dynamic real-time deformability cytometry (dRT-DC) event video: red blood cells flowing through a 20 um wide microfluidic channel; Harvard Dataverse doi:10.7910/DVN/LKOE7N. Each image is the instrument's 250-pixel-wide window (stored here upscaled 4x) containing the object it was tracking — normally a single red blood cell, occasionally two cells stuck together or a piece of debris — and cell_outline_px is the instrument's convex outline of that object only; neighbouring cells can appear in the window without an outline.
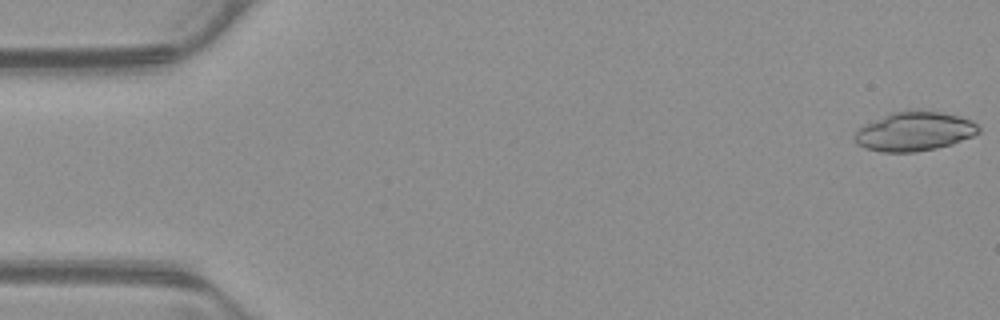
{"species": "common noctule bat (a hibernating species)", "species_latin": "Nyctalus noctula", "temperature_condition": "warm", "stored_images_in_passage": 53, "camera_frame_rate_fps": 3000, "um_per_image_px": 0.085, "animal": {"sex": "male", "body_mass_g": 23.1, "forearm_length_mm": 52.7}, "frame": {"image": 1, "passage_image": 1, "time_ms": 0.0, "image_size_px": [1000, 320], "cell_outline_px": [[980, 132], [972, 136], [952, 144], [936, 148], [916, 152], [880, 152], [864, 148], [856, 144], [852, 140], [852, 136], [864, 124], [892, 112], [920, 108], [960, 116], [972, 120], [980, 128]], "centroid_in_image_um": [77.7, 11.16], "position_along_channel_um": 7.3, "area_um2": 28.78}}